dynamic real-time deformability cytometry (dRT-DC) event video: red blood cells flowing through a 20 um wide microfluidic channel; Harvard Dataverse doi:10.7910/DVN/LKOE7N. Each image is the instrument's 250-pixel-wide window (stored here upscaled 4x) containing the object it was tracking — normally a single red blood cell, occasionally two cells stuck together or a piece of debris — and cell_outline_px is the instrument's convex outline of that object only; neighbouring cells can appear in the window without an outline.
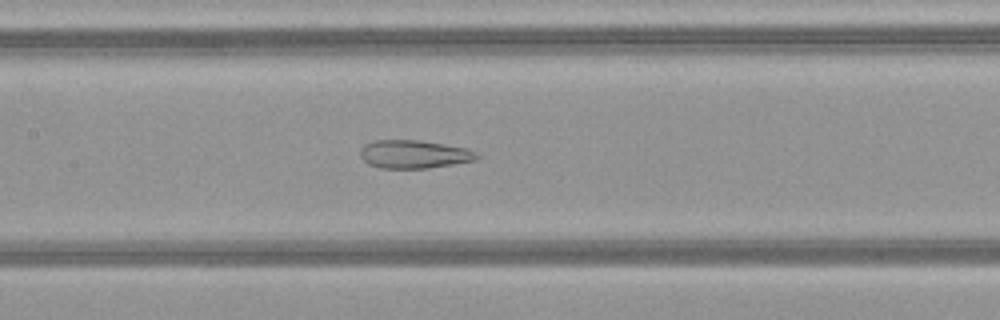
{"species": "common noctule bat (a hibernating species)", "species_latin": "Nyctalus noctula", "temperature_condition": "warm", "stored_images_in_passage": 43, "camera_frame_rate_fps": 3000, "um_per_image_px": 0.085, "animal": {"sex": "female", "body_mass_g": 21.9}, "frame": {"image": 1, "passage_image": 17, "time_ms": 5.333, "image_size_px": [1000, 320], "cell_outline_px": [[480, 156], [476, 160], [428, 168], [380, 168], [368, 164], [360, 156], [360, 148], [364, 144], [376, 140], [420, 140], [468, 148], [476, 152]], "centroid_in_image_um": [35.18, 13.1], "position_along_channel_um": 172.2, "area_um2": 19.25}}
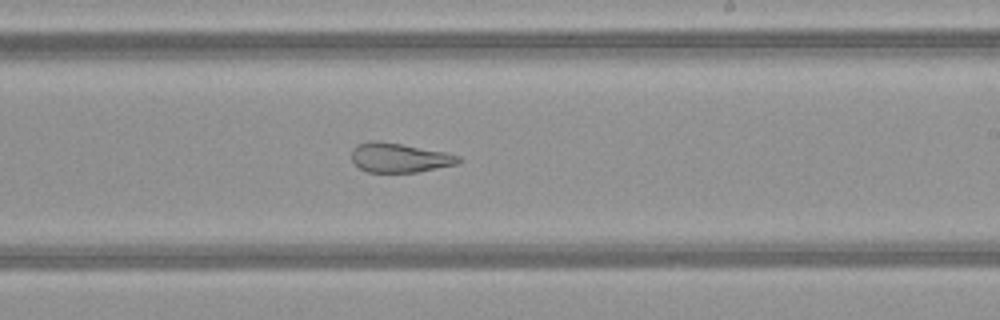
{"frame": {"image": 2, "passage_image": 23, "time_ms": 7.333, "image_size_px": [1000, 320], "cell_outline_px": [[460, 160], [456, 164], [416, 172], [368, 172], [360, 168], [352, 160], [352, 148], [356, 144], [368, 140], [376, 140], [400, 144], [444, 152], [460, 156]], "centroid_in_image_um": [33.89, 13.39], "position_along_channel_um": 255.1, "area_um2": 18.09}}
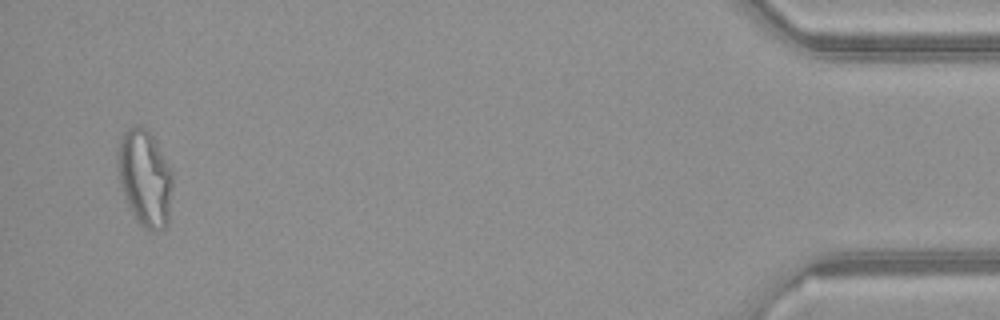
{"frame": {"image": 3, "passage_image": 41, "time_ms": 13.333, "image_size_px": [1000, 320], "cell_outline_px": [[172, 188], [168, 224], [164, 228], [156, 232], [148, 232], [136, 220], [128, 208], [120, 184], [116, 160], [120, 136], [128, 128], [144, 128], [156, 140], [172, 172]], "centroid_in_image_um": [12.3, 15.19], "position_along_channel_um": 422.9, "area_um2": 31.1}, "authors_computed_cell_mechanics": {"area_um2": 24.3916, "velocity_mm_per_s": 4.1602, "shape_relaxation_time_tau1_ms": null, "shape_relaxation_time_tau2_ms": 1.8726, "deformation_change_tau1": null, "deformation_change_tau2": 0.1173}}